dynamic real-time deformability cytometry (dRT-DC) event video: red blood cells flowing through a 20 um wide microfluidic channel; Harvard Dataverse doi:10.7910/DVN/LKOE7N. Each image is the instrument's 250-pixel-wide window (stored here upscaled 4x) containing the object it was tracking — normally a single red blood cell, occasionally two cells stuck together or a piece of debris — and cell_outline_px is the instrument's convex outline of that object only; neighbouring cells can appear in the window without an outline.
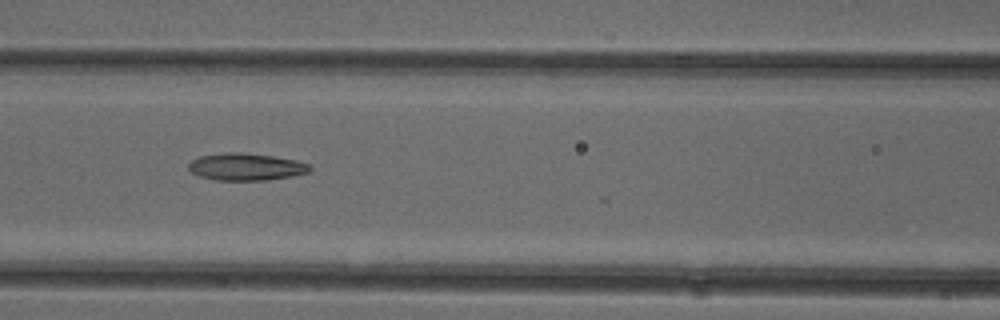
{"species": "common noctule bat (a hibernating species)", "species_latin": "Nyctalus noctula", "temperature_condition": "cold", "stored_images_in_passage": 18, "camera_frame_rate_fps": 3000, "um_per_image_px": 0.085, "animal": {"sex": "female"}, "frame": {"image": 1, "passage_image": 15, "time_ms": 4.667, "image_size_px": [1000, 320], "cell_outline_px": [[312, 168], [308, 172], [292, 176], [264, 180], [216, 180], [200, 176], [192, 172], [188, 168], [188, 164], [192, 160], [200, 156], [224, 152], [244, 152], [272, 156], [296, 160], [308, 164]], "centroid_in_image_um": [20.89, 14.17], "position_along_channel_um": 145.7, "area_um2": 19.13}}